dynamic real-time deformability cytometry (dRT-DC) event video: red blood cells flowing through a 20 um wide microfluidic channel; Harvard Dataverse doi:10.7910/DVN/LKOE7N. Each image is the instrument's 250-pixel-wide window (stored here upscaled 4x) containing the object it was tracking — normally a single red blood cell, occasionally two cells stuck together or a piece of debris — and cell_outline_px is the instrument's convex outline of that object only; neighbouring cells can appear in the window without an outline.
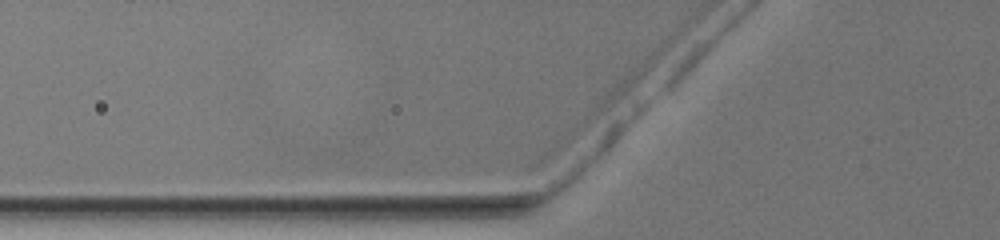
{"species": "common noctule bat (a hibernating species)", "species_latin": "Nyctalus noctula", "temperature_condition": "warm", "stored_images_in_passage": 3, "camera_frame_rate_fps": 3000, "um_per_image_px": 0.085, "animal": {"sex": "female", "body_mass_g": 19.5, "forearm_length_mm": 54.1}, "frame": {"image": 1, "passage_image": 3, "time_ms": 0.667, "image_size_px": [1000, 240], "cell_outline_px": [[624, 124], [620, 132], [612, 144], [580, 180], [564, 188], [552, 192], [552, 180], [612, 124]], "centroid_in_image_um": [49.85, 13.5], "position_along_channel_um": 76.0, "area_um2": 10.23}}